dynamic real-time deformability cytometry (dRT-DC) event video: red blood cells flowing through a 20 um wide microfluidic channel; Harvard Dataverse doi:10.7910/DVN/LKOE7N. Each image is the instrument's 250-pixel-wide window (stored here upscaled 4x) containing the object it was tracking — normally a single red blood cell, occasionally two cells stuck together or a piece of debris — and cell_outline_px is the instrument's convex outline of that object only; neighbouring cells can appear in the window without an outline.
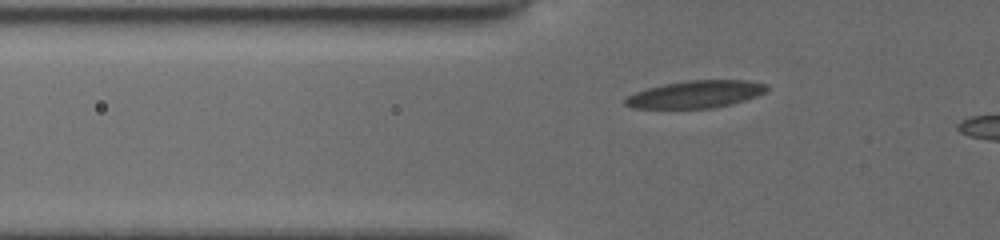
{"species": "common noctule bat (a hibernating species)", "species_latin": "Nyctalus noctula", "temperature_condition": "cold", "stored_images_in_passage": 32, "camera_frame_rate_fps": 3000, "um_per_image_px": 0.085, "animal": {"sex": "female", "body_mass_g": 19.5, "forearm_length_mm": 54.1}, "frame": {"image": 1, "passage_image": 3, "time_ms": 0.667, "image_size_px": [1000, 240], "cell_outline_px": [[768, 88], [764, 92], [756, 96], [732, 104], [712, 108], [632, 108], [624, 104], [624, 100], [628, 96], [636, 92], [648, 88], [664, 84], [688, 80], [748, 80], [768, 84]], "centroid_in_image_um": [59.14, 8.01], "position_along_channel_um": 66.7, "area_um2": 22.48}}
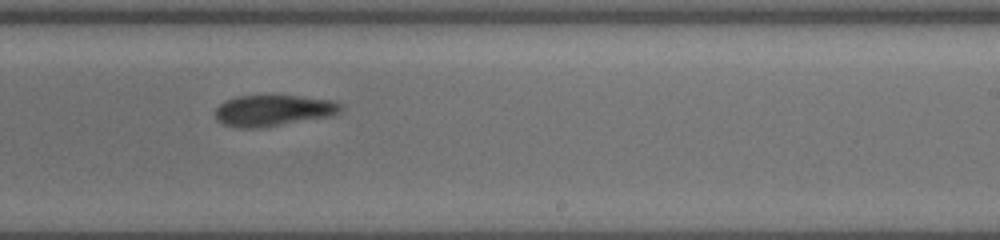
{"frame": {"image": 2, "passage_image": 19, "time_ms": 6.0, "image_size_px": [1000, 240], "cell_outline_px": [[344, 108], [340, 112], [332, 116], [260, 128], [236, 128], [224, 124], [216, 120], [216, 108], [224, 100], [236, 96], [300, 96], [332, 100], [344, 104]], "centroid_in_image_um": [23.25, 9.39], "position_along_channel_um": 265.7, "area_um2": 23.0}}
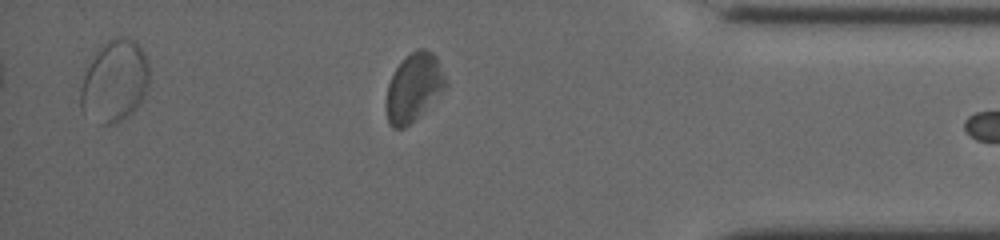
{"frame": {"image": 3, "passage_image": 31, "time_ms": 10.0, "image_size_px": [1000, 240], "cell_outline_px": [[448, 84], [404, 128], [392, 128], [388, 124], [384, 104], [388, 84], [396, 68], [404, 56], [416, 48], [424, 48], [432, 52], [436, 56], [448, 80]], "centroid_in_image_um": [35.13, 7.38], "position_along_channel_um": 400.1, "area_um2": 23.41}}